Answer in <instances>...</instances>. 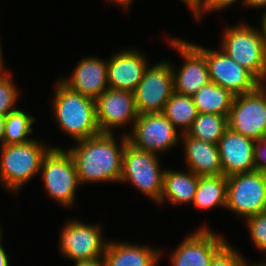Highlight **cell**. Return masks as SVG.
<instances>
[{
	"mask_svg": "<svg viewBox=\"0 0 266 266\" xmlns=\"http://www.w3.org/2000/svg\"><path fill=\"white\" fill-rule=\"evenodd\" d=\"M114 136V134L100 133L79 140L76 146L68 148L81 185L98 181L120 182L123 152L128 137L124 134L118 142Z\"/></svg>",
	"mask_w": 266,
	"mask_h": 266,
	"instance_id": "obj_1",
	"label": "cell"
},
{
	"mask_svg": "<svg viewBox=\"0 0 266 266\" xmlns=\"http://www.w3.org/2000/svg\"><path fill=\"white\" fill-rule=\"evenodd\" d=\"M52 99L54 119L75 142L100 134L96 100L71 90L60 79Z\"/></svg>",
	"mask_w": 266,
	"mask_h": 266,
	"instance_id": "obj_2",
	"label": "cell"
},
{
	"mask_svg": "<svg viewBox=\"0 0 266 266\" xmlns=\"http://www.w3.org/2000/svg\"><path fill=\"white\" fill-rule=\"evenodd\" d=\"M0 148V183L15 194L40 172L42 160L52 147L32 139L23 144H1Z\"/></svg>",
	"mask_w": 266,
	"mask_h": 266,
	"instance_id": "obj_3",
	"label": "cell"
},
{
	"mask_svg": "<svg viewBox=\"0 0 266 266\" xmlns=\"http://www.w3.org/2000/svg\"><path fill=\"white\" fill-rule=\"evenodd\" d=\"M222 39L220 49L261 82L266 74V45L260 30L243 22L227 27Z\"/></svg>",
	"mask_w": 266,
	"mask_h": 266,
	"instance_id": "obj_4",
	"label": "cell"
},
{
	"mask_svg": "<svg viewBox=\"0 0 266 266\" xmlns=\"http://www.w3.org/2000/svg\"><path fill=\"white\" fill-rule=\"evenodd\" d=\"M158 155L126 143L123 152L121 183H132L147 197L159 202L163 193L164 172Z\"/></svg>",
	"mask_w": 266,
	"mask_h": 266,
	"instance_id": "obj_5",
	"label": "cell"
},
{
	"mask_svg": "<svg viewBox=\"0 0 266 266\" xmlns=\"http://www.w3.org/2000/svg\"><path fill=\"white\" fill-rule=\"evenodd\" d=\"M52 147L44 156L40 172L50 198L62 206L72 207L80 183L75 164L67 150Z\"/></svg>",
	"mask_w": 266,
	"mask_h": 266,
	"instance_id": "obj_6",
	"label": "cell"
},
{
	"mask_svg": "<svg viewBox=\"0 0 266 266\" xmlns=\"http://www.w3.org/2000/svg\"><path fill=\"white\" fill-rule=\"evenodd\" d=\"M226 208L244 220L266 211V173L252 171L227 177Z\"/></svg>",
	"mask_w": 266,
	"mask_h": 266,
	"instance_id": "obj_7",
	"label": "cell"
},
{
	"mask_svg": "<svg viewBox=\"0 0 266 266\" xmlns=\"http://www.w3.org/2000/svg\"><path fill=\"white\" fill-rule=\"evenodd\" d=\"M172 63L159 61L148 66L142 80L133 91L135 105L139 115L163 113L174 91Z\"/></svg>",
	"mask_w": 266,
	"mask_h": 266,
	"instance_id": "obj_8",
	"label": "cell"
},
{
	"mask_svg": "<svg viewBox=\"0 0 266 266\" xmlns=\"http://www.w3.org/2000/svg\"><path fill=\"white\" fill-rule=\"evenodd\" d=\"M228 128L255 141L266 138V92L259 86L234 96L227 116Z\"/></svg>",
	"mask_w": 266,
	"mask_h": 266,
	"instance_id": "obj_9",
	"label": "cell"
},
{
	"mask_svg": "<svg viewBox=\"0 0 266 266\" xmlns=\"http://www.w3.org/2000/svg\"><path fill=\"white\" fill-rule=\"evenodd\" d=\"M206 57L210 81L238 96L253 92L260 81L246 68L231 59L222 49L211 50L193 43Z\"/></svg>",
	"mask_w": 266,
	"mask_h": 266,
	"instance_id": "obj_10",
	"label": "cell"
},
{
	"mask_svg": "<svg viewBox=\"0 0 266 266\" xmlns=\"http://www.w3.org/2000/svg\"><path fill=\"white\" fill-rule=\"evenodd\" d=\"M101 230L98 224L69 220L60 232V252L74 262L102 258L108 242Z\"/></svg>",
	"mask_w": 266,
	"mask_h": 266,
	"instance_id": "obj_11",
	"label": "cell"
},
{
	"mask_svg": "<svg viewBox=\"0 0 266 266\" xmlns=\"http://www.w3.org/2000/svg\"><path fill=\"white\" fill-rule=\"evenodd\" d=\"M176 130L163 113L141 114L132 132L126 135L135 148L158 155L178 144L180 136Z\"/></svg>",
	"mask_w": 266,
	"mask_h": 266,
	"instance_id": "obj_12",
	"label": "cell"
},
{
	"mask_svg": "<svg viewBox=\"0 0 266 266\" xmlns=\"http://www.w3.org/2000/svg\"><path fill=\"white\" fill-rule=\"evenodd\" d=\"M167 40L184 59V63L178 71L172 66L174 91L179 94L193 96L210 82L206 57L191 42L170 37H167Z\"/></svg>",
	"mask_w": 266,
	"mask_h": 266,
	"instance_id": "obj_13",
	"label": "cell"
},
{
	"mask_svg": "<svg viewBox=\"0 0 266 266\" xmlns=\"http://www.w3.org/2000/svg\"><path fill=\"white\" fill-rule=\"evenodd\" d=\"M97 122L100 133L113 134V129L134 123L138 118L132 91L108 88L96 99Z\"/></svg>",
	"mask_w": 266,
	"mask_h": 266,
	"instance_id": "obj_14",
	"label": "cell"
},
{
	"mask_svg": "<svg viewBox=\"0 0 266 266\" xmlns=\"http://www.w3.org/2000/svg\"><path fill=\"white\" fill-rule=\"evenodd\" d=\"M227 242L205 225L190 233L170 255L173 266H210L214 255Z\"/></svg>",
	"mask_w": 266,
	"mask_h": 266,
	"instance_id": "obj_15",
	"label": "cell"
},
{
	"mask_svg": "<svg viewBox=\"0 0 266 266\" xmlns=\"http://www.w3.org/2000/svg\"><path fill=\"white\" fill-rule=\"evenodd\" d=\"M255 143L229 128L225 130L217 144L224 176L255 171Z\"/></svg>",
	"mask_w": 266,
	"mask_h": 266,
	"instance_id": "obj_16",
	"label": "cell"
},
{
	"mask_svg": "<svg viewBox=\"0 0 266 266\" xmlns=\"http://www.w3.org/2000/svg\"><path fill=\"white\" fill-rule=\"evenodd\" d=\"M148 66V61L139 50H121L108 60V87L133 92Z\"/></svg>",
	"mask_w": 266,
	"mask_h": 266,
	"instance_id": "obj_17",
	"label": "cell"
},
{
	"mask_svg": "<svg viewBox=\"0 0 266 266\" xmlns=\"http://www.w3.org/2000/svg\"><path fill=\"white\" fill-rule=\"evenodd\" d=\"M108 60L84 57L70 77L60 79L75 92L96 100L108 87Z\"/></svg>",
	"mask_w": 266,
	"mask_h": 266,
	"instance_id": "obj_18",
	"label": "cell"
},
{
	"mask_svg": "<svg viewBox=\"0 0 266 266\" xmlns=\"http://www.w3.org/2000/svg\"><path fill=\"white\" fill-rule=\"evenodd\" d=\"M182 136L188 170L198 176L223 175L218 145L202 142L187 133Z\"/></svg>",
	"mask_w": 266,
	"mask_h": 266,
	"instance_id": "obj_19",
	"label": "cell"
},
{
	"mask_svg": "<svg viewBox=\"0 0 266 266\" xmlns=\"http://www.w3.org/2000/svg\"><path fill=\"white\" fill-rule=\"evenodd\" d=\"M161 254L150 246L110 241L102 258L104 266H156Z\"/></svg>",
	"mask_w": 266,
	"mask_h": 266,
	"instance_id": "obj_20",
	"label": "cell"
},
{
	"mask_svg": "<svg viewBox=\"0 0 266 266\" xmlns=\"http://www.w3.org/2000/svg\"><path fill=\"white\" fill-rule=\"evenodd\" d=\"M187 171L184 173L182 171L165 169L163 193L158 202L159 205L164 203L166 199L172 205L193 203L199 183V176L190 170Z\"/></svg>",
	"mask_w": 266,
	"mask_h": 266,
	"instance_id": "obj_21",
	"label": "cell"
},
{
	"mask_svg": "<svg viewBox=\"0 0 266 266\" xmlns=\"http://www.w3.org/2000/svg\"><path fill=\"white\" fill-rule=\"evenodd\" d=\"M198 113L219 114L228 116L234 99L227 89L209 82L193 96Z\"/></svg>",
	"mask_w": 266,
	"mask_h": 266,
	"instance_id": "obj_22",
	"label": "cell"
},
{
	"mask_svg": "<svg viewBox=\"0 0 266 266\" xmlns=\"http://www.w3.org/2000/svg\"><path fill=\"white\" fill-rule=\"evenodd\" d=\"M226 193V176H199V183L192 204L199 209H210L216 206L226 208Z\"/></svg>",
	"mask_w": 266,
	"mask_h": 266,
	"instance_id": "obj_23",
	"label": "cell"
},
{
	"mask_svg": "<svg viewBox=\"0 0 266 266\" xmlns=\"http://www.w3.org/2000/svg\"><path fill=\"white\" fill-rule=\"evenodd\" d=\"M163 114L176 129L182 128L183 134L192 126L198 111L192 96L174 92L166 103Z\"/></svg>",
	"mask_w": 266,
	"mask_h": 266,
	"instance_id": "obj_24",
	"label": "cell"
},
{
	"mask_svg": "<svg viewBox=\"0 0 266 266\" xmlns=\"http://www.w3.org/2000/svg\"><path fill=\"white\" fill-rule=\"evenodd\" d=\"M227 128V116L198 113V116L186 133L191 137L200 139L202 142L217 145Z\"/></svg>",
	"mask_w": 266,
	"mask_h": 266,
	"instance_id": "obj_25",
	"label": "cell"
},
{
	"mask_svg": "<svg viewBox=\"0 0 266 266\" xmlns=\"http://www.w3.org/2000/svg\"><path fill=\"white\" fill-rule=\"evenodd\" d=\"M35 118L26 114L21 109H15L8 113L5 118L3 145L23 144L33 138L27 137L32 134V125Z\"/></svg>",
	"mask_w": 266,
	"mask_h": 266,
	"instance_id": "obj_26",
	"label": "cell"
},
{
	"mask_svg": "<svg viewBox=\"0 0 266 266\" xmlns=\"http://www.w3.org/2000/svg\"><path fill=\"white\" fill-rule=\"evenodd\" d=\"M11 75L9 70L0 71V116H6L17 109L15 106L19 92L11 79Z\"/></svg>",
	"mask_w": 266,
	"mask_h": 266,
	"instance_id": "obj_27",
	"label": "cell"
},
{
	"mask_svg": "<svg viewBox=\"0 0 266 266\" xmlns=\"http://www.w3.org/2000/svg\"><path fill=\"white\" fill-rule=\"evenodd\" d=\"M251 240L259 251L266 253V211L245 220Z\"/></svg>",
	"mask_w": 266,
	"mask_h": 266,
	"instance_id": "obj_28",
	"label": "cell"
},
{
	"mask_svg": "<svg viewBox=\"0 0 266 266\" xmlns=\"http://www.w3.org/2000/svg\"><path fill=\"white\" fill-rule=\"evenodd\" d=\"M244 257L229 244H225L212 258L210 266H242Z\"/></svg>",
	"mask_w": 266,
	"mask_h": 266,
	"instance_id": "obj_29",
	"label": "cell"
},
{
	"mask_svg": "<svg viewBox=\"0 0 266 266\" xmlns=\"http://www.w3.org/2000/svg\"><path fill=\"white\" fill-rule=\"evenodd\" d=\"M235 1L237 0H198L191 12L198 21L203 17L202 15L204 12H214L219 9L222 10L233 4ZM242 3H244V0Z\"/></svg>",
	"mask_w": 266,
	"mask_h": 266,
	"instance_id": "obj_30",
	"label": "cell"
},
{
	"mask_svg": "<svg viewBox=\"0 0 266 266\" xmlns=\"http://www.w3.org/2000/svg\"><path fill=\"white\" fill-rule=\"evenodd\" d=\"M255 170L266 173V138L256 141L254 146Z\"/></svg>",
	"mask_w": 266,
	"mask_h": 266,
	"instance_id": "obj_31",
	"label": "cell"
},
{
	"mask_svg": "<svg viewBox=\"0 0 266 266\" xmlns=\"http://www.w3.org/2000/svg\"><path fill=\"white\" fill-rule=\"evenodd\" d=\"M74 266H104L103 258H97L90 261H77Z\"/></svg>",
	"mask_w": 266,
	"mask_h": 266,
	"instance_id": "obj_32",
	"label": "cell"
},
{
	"mask_svg": "<svg viewBox=\"0 0 266 266\" xmlns=\"http://www.w3.org/2000/svg\"><path fill=\"white\" fill-rule=\"evenodd\" d=\"M247 7L254 8H266V0H244V4Z\"/></svg>",
	"mask_w": 266,
	"mask_h": 266,
	"instance_id": "obj_33",
	"label": "cell"
},
{
	"mask_svg": "<svg viewBox=\"0 0 266 266\" xmlns=\"http://www.w3.org/2000/svg\"><path fill=\"white\" fill-rule=\"evenodd\" d=\"M0 266H9V259L0 240Z\"/></svg>",
	"mask_w": 266,
	"mask_h": 266,
	"instance_id": "obj_34",
	"label": "cell"
},
{
	"mask_svg": "<svg viewBox=\"0 0 266 266\" xmlns=\"http://www.w3.org/2000/svg\"><path fill=\"white\" fill-rule=\"evenodd\" d=\"M263 17L261 18V30H260V33H261V36L262 38L264 39L265 41V45H266V9H265V12L262 14Z\"/></svg>",
	"mask_w": 266,
	"mask_h": 266,
	"instance_id": "obj_35",
	"label": "cell"
},
{
	"mask_svg": "<svg viewBox=\"0 0 266 266\" xmlns=\"http://www.w3.org/2000/svg\"><path fill=\"white\" fill-rule=\"evenodd\" d=\"M111 3H115L116 5H120V7L124 8V10L129 8L133 0H109Z\"/></svg>",
	"mask_w": 266,
	"mask_h": 266,
	"instance_id": "obj_36",
	"label": "cell"
},
{
	"mask_svg": "<svg viewBox=\"0 0 266 266\" xmlns=\"http://www.w3.org/2000/svg\"><path fill=\"white\" fill-rule=\"evenodd\" d=\"M5 118L6 116H0V144H2L4 137Z\"/></svg>",
	"mask_w": 266,
	"mask_h": 266,
	"instance_id": "obj_37",
	"label": "cell"
},
{
	"mask_svg": "<svg viewBox=\"0 0 266 266\" xmlns=\"http://www.w3.org/2000/svg\"><path fill=\"white\" fill-rule=\"evenodd\" d=\"M181 1H183V3H185L188 6V8L192 10L195 7L198 0H181Z\"/></svg>",
	"mask_w": 266,
	"mask_h": 266,
	"instance_id": "obj_38",
	"label": "cell"
},
{
	"mask_svg": "<svg viewBox=\"0 0 266 266\" xmlns=\"http://www.w3.org/2000/svg\"><path fill=\"white\" fill-rule=\"evenodd\" d=\"M242 266H266V261L264 262H260V263H254V264H249V263H247V261L245 260L244 262H243V265Z\"/></svg>",
	"mask_w": 266,
	"mask_h": 266,
	"instance_id": "obj_39",
	"label": "cell"
},
{
	"mask_svg": "<svg viewBox=\"0 0 266 266\" xmlns=\"http://www.w3.org/2000/svg\"><path fill=\"white\" fill-rule=\"evenodd\" d=\"M4 70V65H3V57H2V48L0 44V71Z\"/></svg>",
	"mask_w": 266,
	"mask_h": 266,
	"instance_id": "obj_40",
	"label": "cell"
},
{
	"mask_svg": "<svg viewBox=\"0 0 266 266\" xmlns=\"http://www.w3.org/2000/svg\"><path fill=\"white\" fill-rule=\"evenodd\" d=\"M266 74L264 76V78L262 79V81L260 82V86L265 90L266 92Z\"/></svg>",
	"mask_w": 266,
	"mask_h": 266,
	"instance_id": "obj_41",
	"label": "cell"
},
{
	"mask_svg": "<svg viewBox=\"0 0 266 266\" xmlns=\"http://www.w3.org/2000/svg\"><path fill=\"white\" fill-rule=\"evenodd\" d=\"M2 231H1V226H0V240H1V236H2V233H1Z\"/></svg>",
	"mask_w": 266,
	"mask_h": 266,
	"instance_id": "obj_42",
	"label": "cell"
}]
</instances>
